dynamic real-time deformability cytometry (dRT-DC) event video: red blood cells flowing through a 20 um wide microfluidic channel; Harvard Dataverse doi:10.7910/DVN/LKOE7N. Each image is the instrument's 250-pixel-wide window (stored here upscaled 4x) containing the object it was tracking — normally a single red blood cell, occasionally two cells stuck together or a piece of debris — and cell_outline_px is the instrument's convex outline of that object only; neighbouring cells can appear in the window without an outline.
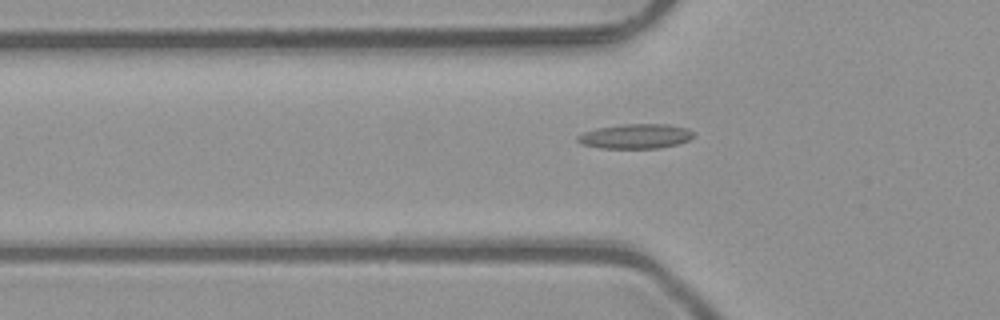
{"species": "common noctule bat (a hibernating species)", "species_latin": "Nyctalus noctula", "temperature_condition": "room temperature", "stored_images_in_passage": 7, "camera_frame_rate_fps": 3000, "um_per_image_px": 0.085, "animal": {"sex": "male", "body_mass_g": 23.1, "forearm_length_mm": 52.7}, "frame": {"image": 1, "passage_image": 7, "time_ms": 2.0, "image_size_px": [1000, 320], "cell_outline_px": [[692, 136], [688, 140], [680, 144], [660, 148], [600, 148], [580, 144], [576, 140], [576, 136], [584, 132], [596, 128], [624, 124], [668, 124], [688, 128], [692, 132]], "centroid_in_image_um": [54.0, 11.58], "position_along_channel_um": 71.8, "area_um2": 16.76}}